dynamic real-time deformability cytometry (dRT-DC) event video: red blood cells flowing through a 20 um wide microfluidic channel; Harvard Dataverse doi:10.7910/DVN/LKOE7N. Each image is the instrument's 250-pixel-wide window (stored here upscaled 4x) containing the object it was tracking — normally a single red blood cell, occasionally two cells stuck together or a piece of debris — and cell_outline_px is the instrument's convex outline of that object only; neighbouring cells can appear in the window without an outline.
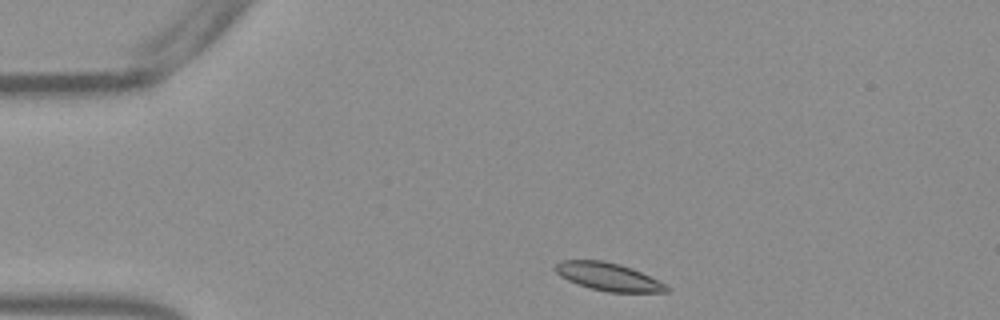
{"species": "Egyptian fruit bat (a non-hibernating species)", "species_latin": "Rousettus aegyptiacus", "temperature_condition": "warm", "stored_images_in_passage": 44, "camera_frame_rate_fps": 3000, "um_per_image_px": 0.085, "frame": {"image": 1, "passage_image": 1, "time_ms": 0.0, "image_size_px": [1000, 320], "cell_outline_px": [[668, 292], [608, 292], [576, 284], [560, 276], [552, 268], [560, 260], [604, 260], [620, 264], [632, 268], [664, 284], [668, 288]], "centroid_in_image_um": [51.63, 23.51], "position_along_channel_um": 33.4, "area_um2": 17.92}}
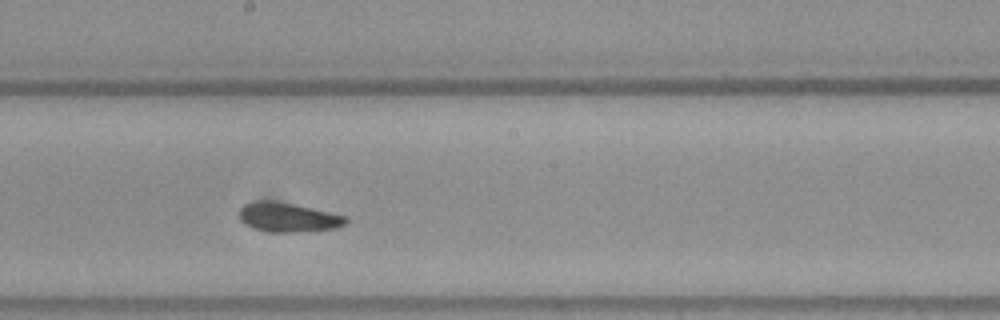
{"frame": {"image": 2, "passage_image": 20, "time_ms": 6.333, "image_size_px": [1000, 320], "cell_outline_px": [[348, 220], [344, 224], [336, 228], [304, 232], [268, 232], [244, 224], [240, 220], [240, 208], [244, 204], [260, 200], [272, 200], [296, 204], [348, 216]], "centroid_in_image_um": [24.51, 18.47], "position_along_channel_um": 223.7, "area_um2": 18.38}}
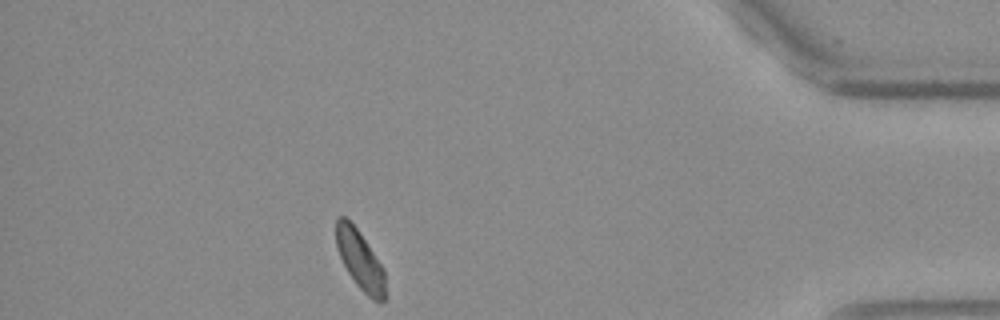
{"frame": {"image": 3, "passage_image": 38, "time_ms": 12.333, "image_size_px": [1000, 320], "cell_outline_px": [[384, 300], [372, 300], [356, 284], [348, 272], [336, 248], [336, 216], [344, 216], [356, 228], [384, 268]], "centroid_in_image_um": [30.57, 22.07], "position_along_channel_um": 404.6, "area_um2": 16.47}, "authors_computed_cell_mechanics": {"area_um2": 17.6868, "velocity_mm_per_s": 3.7771, "shape_relaxation_time_tau1_ms": 3.9678, "shape_relaxation_time_tau2_ms": null, "deformation_change_tau1": 0.0986, "deformation_change_tau2": null}}